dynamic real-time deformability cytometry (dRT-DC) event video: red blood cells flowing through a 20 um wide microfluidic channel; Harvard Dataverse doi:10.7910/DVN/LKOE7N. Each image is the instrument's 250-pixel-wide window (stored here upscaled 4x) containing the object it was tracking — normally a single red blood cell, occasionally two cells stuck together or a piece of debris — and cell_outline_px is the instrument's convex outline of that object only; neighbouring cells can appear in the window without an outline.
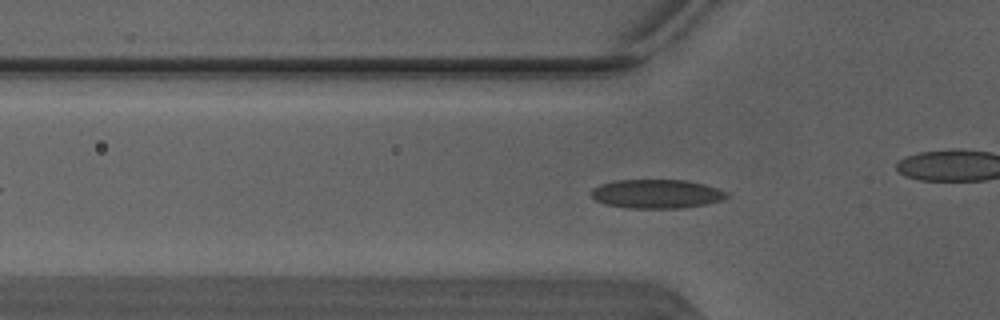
{"species": "Egyptian fruit bat (a non-hibernating species)", "species_latin": "Rousettus aegyptiacus", "temperature_condition": "warm", "stored_images_in_passage": 50, "camera_frame_rate_fps": 3000, "um_per_image_px": 0.085, "animal": {"sex": "male"}, "frame": {"image": 1, "passage_image": 15, "time_ms": 4.667, "image_size_px": [1000, 320], "cell_outline_px": [[732, 196], [724, 200], [704, 204], [680, 208], [628, 208], [604, 204], [596, 200], [588, 192], [592, 188], [600, 184], [616, 180], [688, 180], [704, 184], [728, 192]], "centroid_in_image_um": [55.82, 16.47], "position_along_channel_um": 70.0, "area_um2": 23.06}}
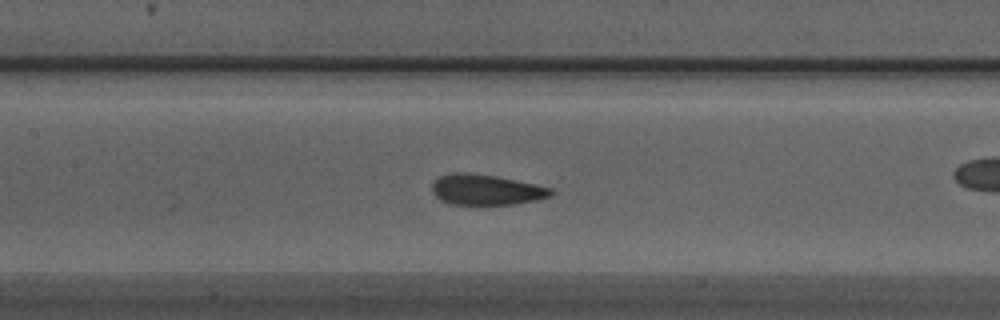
{"frame": {"image": 2, "passage_image": 22, "time_ms": 7.0, "image_size_px": [1000, 320], "cell_outline_px": [[556, 192], [552, 196], [540, 200], [484, 208], [476, 208], [448, 204], [440, 200], [432, 192], [432, 184], [440, 176], [452, 172], [468, 172], [496, 176], [536, 184], [552, 188]], "centroid_in_image_um": [41.33, 16.19], "position_along_channel_um": 166.1, "area_um2": 22.43}}
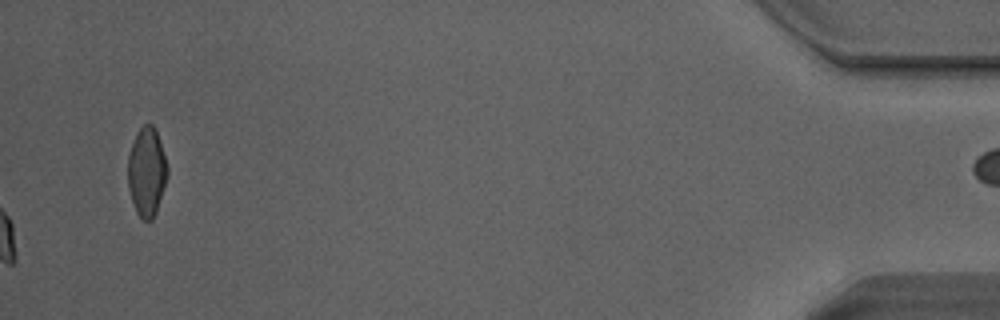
{"frame": {"image": 3, "passage_image": 50, "time_ms": 16.333, "image_size_px": [1000, 320], "cell_outline_px": [[168, 176], [156, 212], [152, 220], [144, 220], [136, 212], [128, 188], [128, 152], [136, 132], [144, 124], [152, 124], [156, 128], [168, 164]], "centroid_in_image_um": [12.48, 14.56], "position_along_channel_um": 422.7, "area_um2": 20.75}, "authors_computed_cell_mechanics": {"area_um2": 21.4438, "velocity_mm_per_s": 4.1068, "shape_relaxation_time_tau1_ms": 3.3952, "shape_relaxation_time_tau2_ms": 1.3455, "deformation_change_tau1": 0.1194, "deformation_change_tau2": 0.0578}}